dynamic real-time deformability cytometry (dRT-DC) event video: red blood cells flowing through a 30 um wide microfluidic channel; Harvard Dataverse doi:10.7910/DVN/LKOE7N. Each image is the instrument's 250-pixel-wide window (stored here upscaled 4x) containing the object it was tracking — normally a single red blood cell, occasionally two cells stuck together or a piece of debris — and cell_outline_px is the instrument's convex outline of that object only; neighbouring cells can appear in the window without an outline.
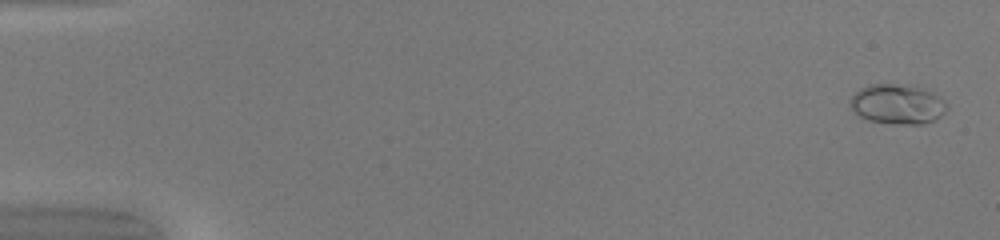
{"species": "common noctule bat (a hibernating species)", "species_latin": "Nyctalus noctula", "temperature_condition": "warm", "stored_images_in_passage": 50, "camera_frame_rate_fps": 3000, "um_per_image_px": 0.085, "animal": {"sex": "female", "body_mass_g": 20.0, "forearm_length_mm": 54.0}, "frame": {"image": 1, "passage_image": 2, "time_ms": 0.333, "image_size_px": [1000, 240], "cell_outline_px": [[948, 108], [940, 116], [932, 120], [920, 124], [892, 124], [868, 120], [860, 116], [852, 108], [848, 100], [860, 88], [868, 84], [916, 84], [940, 96], [948, 104]], "centroid_in_image_um": [76.3, 8.83], "position_along_channel_um": 8.7, "area_um2": 22.77}}
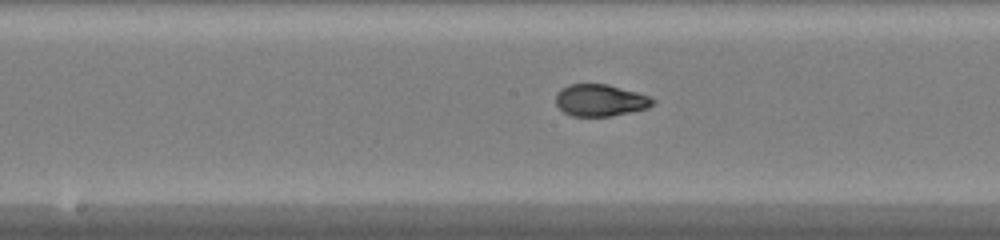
{"frame": {"image": 2, "passage_image": 27, "time_ms": 8.667, "image_size_px": [1000, 240], "cell_outline_px": [[656, 100], [648, 108], [612, 116], [572, 116], [564, 112], [556, 104], [556, 92], [560, 88], [568, 84], [608, 84], [636, 92], [648, 96]], "centroid_in_image_um": [50.99, 8.52], "position_along_channel_um": 197.2, "area_um2": 18.03}}
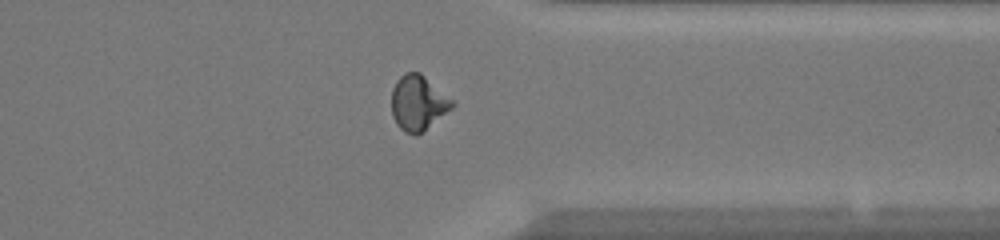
{"frame": {"image": 3, "passage_image": 40, "time_ms": 13.0, "image_size_px": [1000, 240], "cell_outline_px": [[456, 104], [452, 108], [416, 136], [404, 132], [396, 124], [392, 116], [392, 88], [396, 80], [404, 72], [420, 72], [452, 100]], "centroid_in_image_um": [35.5, 8.74], "position_along_channel_um": 375.9, "area_um2": 19.31}, "authors_computed_cell_mechanics": {"area_um2": 18.9584, "velocity_mm_per_s": 4.2, "shape_relaxation_time_tau1_ms": 4.2336, "shape_relaxation_time_tau2_ms": null, "deformation_change_tau1": 0.2387, "deformation_change_tau2": null}}